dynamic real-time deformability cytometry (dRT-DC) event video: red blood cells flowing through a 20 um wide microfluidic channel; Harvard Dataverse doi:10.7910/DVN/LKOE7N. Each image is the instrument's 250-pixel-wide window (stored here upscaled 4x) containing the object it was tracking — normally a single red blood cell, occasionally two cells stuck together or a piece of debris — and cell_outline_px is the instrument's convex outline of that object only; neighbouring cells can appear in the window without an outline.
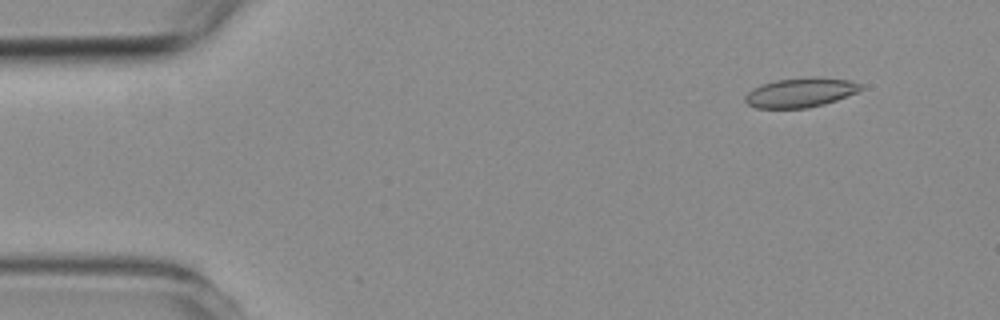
{"species": "common noctule bat (a hibernating species)", "species_latin": "Nyctalus noctula", "temperature_condition": "room temperature", "stored_images_in_passage": 5, "camera_frame_rate_fps": 3000, "um_per_image_px": 0.085, "animal": {"sex": "female", "body_mass_g": 19.3, "forearm_length_mm": 54.1}, "frame": {"image": 1, "passage_image": 2, "time_ms": 1.333, "image_size_px": [1000, 320], "cell_outline_px": [[860, 88], [856, 92], [836, 100], [824, 104], [808, 108], [756, 108], [748, 104], [744, 100], [744, 96], [752, 88], [760, 84], [776, 80], [804, 76], [816, 76], [848, 80], [860, 84]], "centroid_in_image_um": [67.97, 7.85], "position_along_channel_um": 17.0, "area_um2": 19.94}}
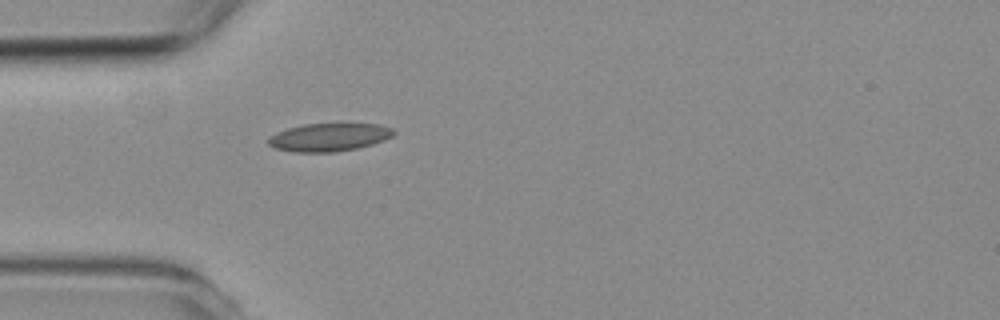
{"frame": {"image": 2, "passage_image": 5, "time_ms": 4.667, "image_size_px": [1000, 320], "cell_outline_px": [[396, 132], [392, 136], [384, 140], [372, 144], [356, 148], [336, 152], [296, 152], [276, 148], [268, 144], [268, 140], [276, 132], [288, 128], [304, 124], [380, 124], [392, 128]], "centroid_in_image_um": [27.99, 11.66], "position_along_channel_um": 57.0, "area_um2": 20.29}}